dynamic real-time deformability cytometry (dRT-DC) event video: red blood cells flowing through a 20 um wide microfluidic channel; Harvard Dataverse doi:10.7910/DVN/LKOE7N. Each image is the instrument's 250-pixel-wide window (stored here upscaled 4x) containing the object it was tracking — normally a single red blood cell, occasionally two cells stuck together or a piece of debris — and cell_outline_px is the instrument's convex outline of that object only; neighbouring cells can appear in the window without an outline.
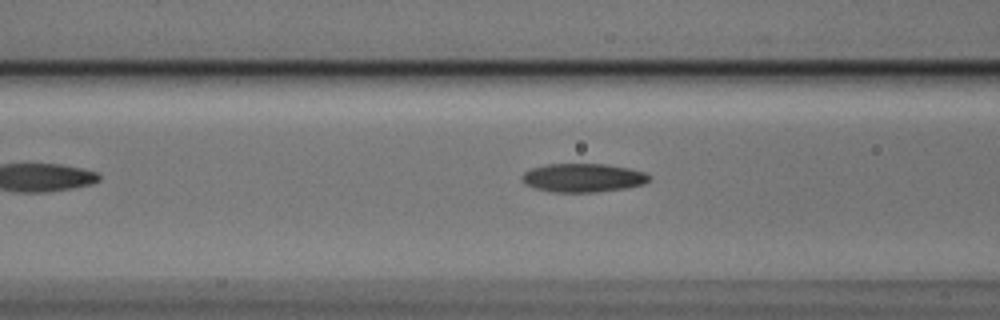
{"species": "Egyptian fruit bat (a non-hibernating species)", "species_latin": "Rousettus aegyptiacus", "temperature_condition": "cold", "stored_images_in_passage": 5, "segment_of_instrument_passage": [1, 2], "camera_frame_rate_fps": 3000, "um_per_image_px": 0.085, "animal": {"sex": "male"}, "frame": {"image": 1, "passage_image": 3, "time_ms": 0.667, "image_size_px": [1000, 320], "cell_outline_px": [[652, 176], [644, 184], [624, 188], [596, 192], [552, 192], [536, 188], [524, 184], [520, 180], [520, 176], [524, 172], [532, 168], [548, 164], [608, 164], [628, 168], [644, 172]], "centroid_in_image_um": [49.53, 15.11], "position_along_channel_um": 117.1, "area_um2": 21.27}}
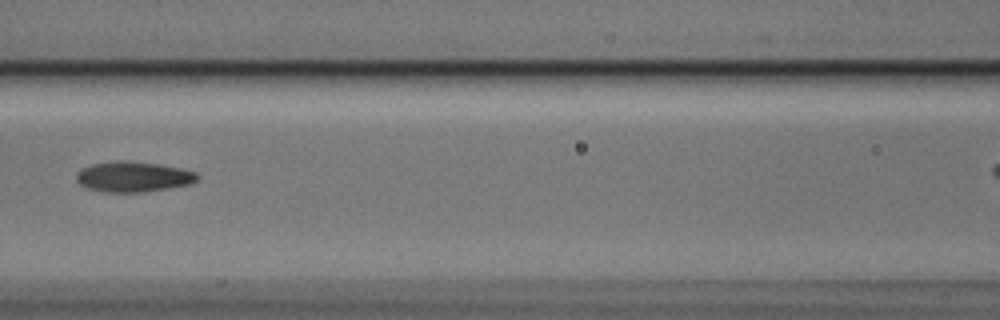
{"frame": {"image": 2, "passage_image": 4, "time_ms": 1.0, "image_size_px": [1000, 320], "cell_outline_px": [[200, 176], [196, 180], [188, 184], [168, 188], [144, 192], [104, 192], [88, 188], [80, 184], [76, 180], [76, 176], [84, 168], [92, 164], [116, 160], [120, 160], [160, 164], [180, 168], [196, 172]], "centroid_in_image_um": [11.34, 15.02], "position_along_channel_um": 155.3, "area_um2": 21.21}}